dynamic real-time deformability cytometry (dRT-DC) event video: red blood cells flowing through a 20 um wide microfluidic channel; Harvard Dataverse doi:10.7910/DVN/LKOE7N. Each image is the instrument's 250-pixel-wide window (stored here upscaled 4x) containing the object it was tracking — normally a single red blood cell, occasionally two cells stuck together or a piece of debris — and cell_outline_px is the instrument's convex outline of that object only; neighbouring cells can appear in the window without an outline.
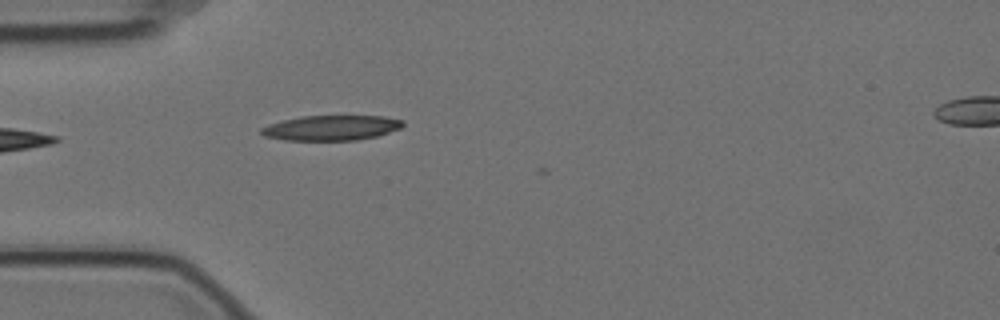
{"species": "Egyptian fruit bat (a non-hibernating species)", "species_latin": "Rousettus aegyptiacus", "temperature_condition": "cold", "stored_images_in_passage": 5, "camera_frame_rate_fps": 3000, "um_per_image_px": 0.085, "animal": {"sex": "female"}, "frame": {"image": 1, "passage_image": 4, "time_ms": 1.0, "image_size_px": [1000, 320], "cell_outline_px": [[404, 124], [400, 128], [376, 136], [356, 140], [284, 140], [264, 136], [260, 132], [260, 128], [268, 124], [300, 116], [384, 116], [404, 120]], "centroid_in_image_um": [28.14, 10.86], "position_along_channel_um": 56.9, "area_um2": 20.63}}